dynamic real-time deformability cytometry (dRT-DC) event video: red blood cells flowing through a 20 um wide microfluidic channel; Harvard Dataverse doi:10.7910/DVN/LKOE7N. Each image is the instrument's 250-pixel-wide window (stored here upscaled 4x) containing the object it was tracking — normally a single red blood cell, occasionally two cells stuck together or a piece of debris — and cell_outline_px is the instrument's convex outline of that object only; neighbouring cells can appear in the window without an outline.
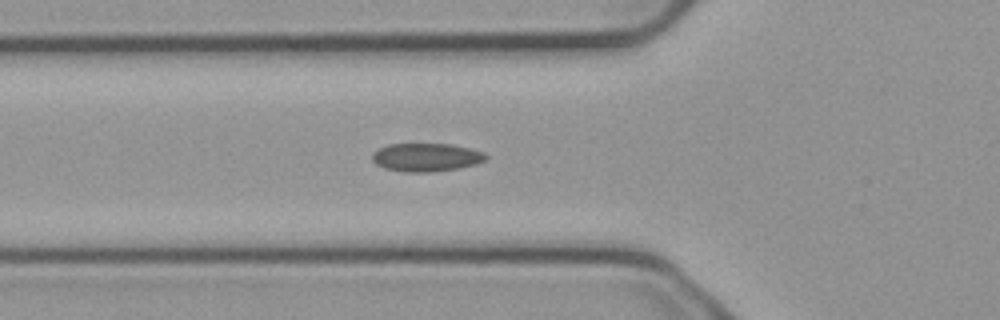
{"species": "common noctule bat (a hibernating species)", "species_latin": "Nyctalus noctula", "temperature_condition": "cold", "stored_images_in_passage": 37, "camera_frame_rate_fps": 3000, "um_per_image_px": 0.085, "animal": {"sex": "male", "body_mass_g": 23.1, "forearm_length_mm": 52.7}, "frame": {"image": 1, "passage_image": 2, "time_ms": 0.333, "image_size_px": [1000, 320], "cell_outline_px": [[488, 156], [484, 160], [476, 164], [460, 168], [432, 172], [404, 172], [384, 168], [376, 164], [372, 160], [372, 156], [380, 148], [388, 144], [452, 144], [484, 152]], "centroid_in_image_um": [36.24, 13.38], "position_along_channel_um": 89.6, "area_um2": 18.67}}
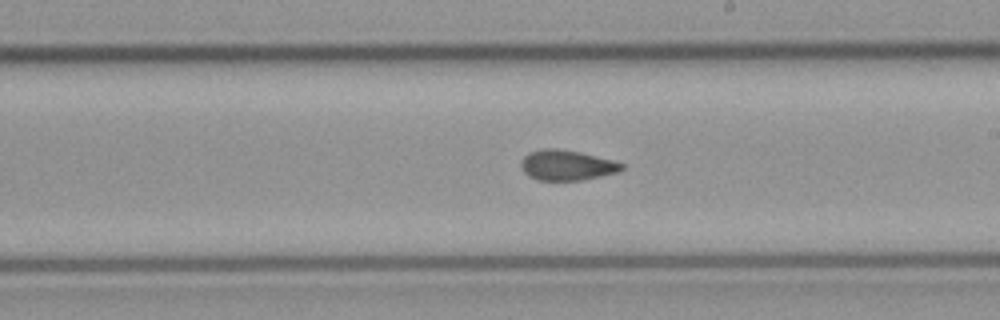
{"frame": {"image": 2, "passage_image": 14, "time_ms": 4.333, "image_size_px": [1000, 320], "cell_outline_px": [[624, 168], [616, 172], [600, 176], [580, 180], [540, 180], [528, 176], [524, 172], [520, 164], [524, 156], [528, 152], [544, 148], [556, 148], [580, 152], [624, 164]], "centroid_in_image_um": [48.12, 14.03], "position_along_channel_um": 240.9, "area_um2": 17.51}}
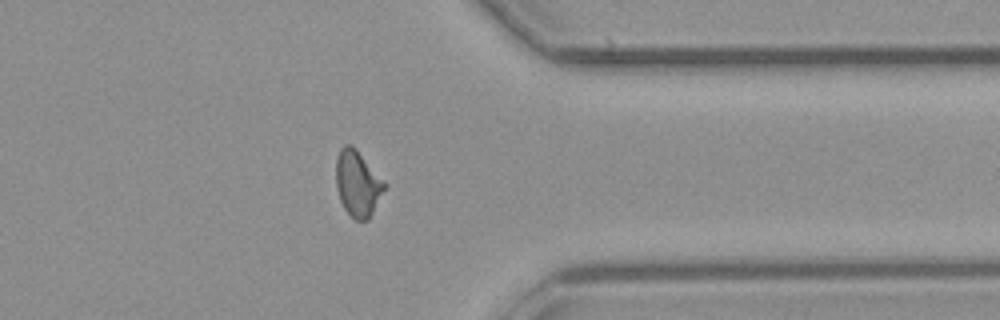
{"frame": {"image": 3, "passage_image": 26, "time_ms": 8.333, "image_size_px": [1000, 320], "cell_outline_px": [[388, 184], [368, 220], [356, 220], [344, 208], [340, 200], [336, 188], [336, 160], [340, 148], [344, 144], [352, 144], [356, 148]], "centroid_in_image_um": [30.41, 15.56], "position_along_channel_um": 381.0, "area_um2": 18.73}}